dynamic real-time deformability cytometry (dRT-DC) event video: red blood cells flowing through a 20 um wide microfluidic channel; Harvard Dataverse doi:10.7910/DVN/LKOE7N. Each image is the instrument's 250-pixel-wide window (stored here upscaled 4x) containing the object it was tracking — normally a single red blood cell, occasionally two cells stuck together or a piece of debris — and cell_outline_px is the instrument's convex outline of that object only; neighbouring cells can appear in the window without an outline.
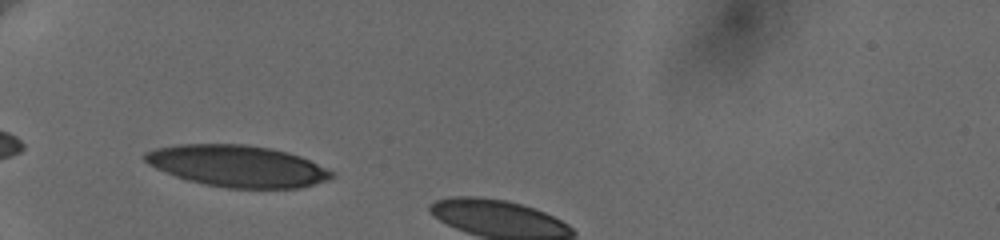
{"species": "human", "species_latin": "Homo sapiens", "temperature_condition": "cold", "stored_images_in_passage": 4, "camera_frame_rate_fps": 3000, "um_per_image_px": 0.085, "donor": {"sex": "female"}, "frame": {"image": 1, "passage_image": 1, "time_ms": 0.0, "image_size_px": [1000, 240], "cell_outline_px": [[336, 176], [328, 180], [300, 188], [228, 188], [204, 184], [184, 180], [156, 168], [148, 164], [140, 156], [144, 152], [156, 148], [180, 144], [244, 144], [268, 148], [288, 152], [300, 156], [336, 172]], "centroid_in_image_um": [20.17, 14.12], "position_along_channel_um": 64.8, "area_um2": 45.55}}